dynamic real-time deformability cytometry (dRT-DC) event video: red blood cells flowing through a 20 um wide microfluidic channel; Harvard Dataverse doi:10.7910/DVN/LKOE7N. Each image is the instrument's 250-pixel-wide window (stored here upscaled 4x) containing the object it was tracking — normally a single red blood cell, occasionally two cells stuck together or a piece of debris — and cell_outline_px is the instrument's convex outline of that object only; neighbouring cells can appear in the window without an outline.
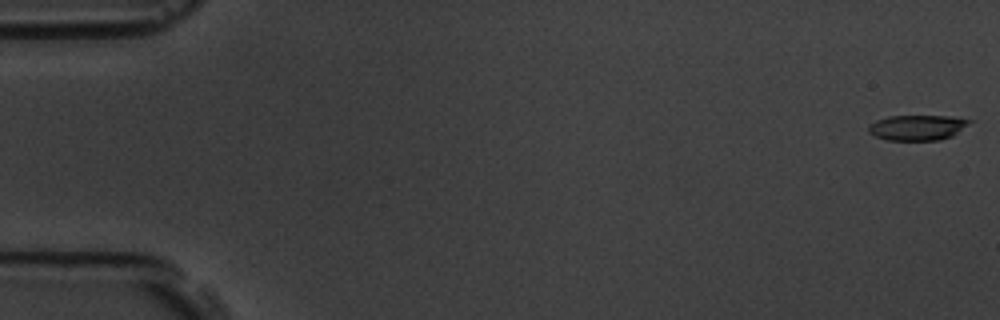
{"species": "common noctule bat (a hibernating species)", "species_latin": "Nyctalus noctula", "temperature_condition": "room temperature", "stored_images_in_passage": 57, "camera_frame_rate_fps": 3000, "um_per_image_px": 0.085, "animal": {"sex": "male", "body_mass_g": 19.5, "forearm_length_mm": 54.6}, "frame": {"image": 1, "passage_image": 1, "time_ms": 0.0, "image_size_px": [1000, 320], "cell_outline_px": [[972, 120], [968, 124], [952, 136], [940, 140], [888, 140], [876, 136], [868, 132], [868, 124], [876, 120], [888, 116], [948, 116]], "centroid_in_image_um": [77.93, 10.84], "position_along_channel_um": 7.1, "area_um2": 14.8}}
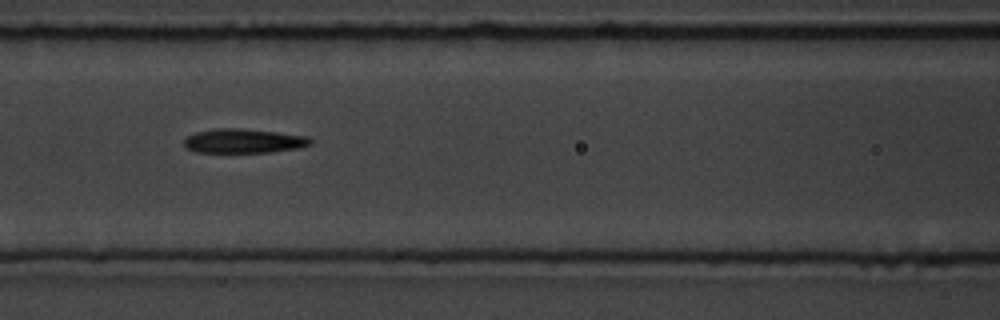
{"frame": {"image": 2, "passage_image": 25, "time_ms": 8.0, "image_size_px": [1000, 320], "cell_outline_px": [[312, 144], [300, 148], [268, 152], [196, 152], [184, 148], [184, 140], [188, 136], [196, 132], [216, 128], [240, 128], [276, 132], [308, 136], [312, 140]], "centroid_in_image_um": [20.71, 11.98], "position_along_channel_um": 145.9, "area_um2": 17.92}}
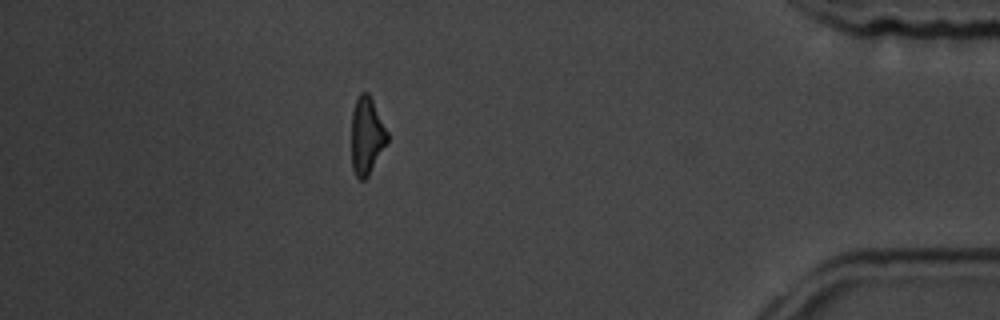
{"frame": {"image": 3, "passage_image": 50, "time_ms": 16.333, "image_size_px": [1000, 320], "cell_outline_px": [[388, 144], [368, 176], [364, 180], [360, 180], [356, 176], [352, 168], [352, 112], [356, 100], [360, 92], [368, 92], [388, 132]], "centroid_in_image_um": [31.18, 11.57], "position_along_channel_um": 404.0, "area_um2": 16.24}, "authors_computed_cell_mechanics": {"area_um2": 17.1666, "velocity_mm_per_s": 3.6469, "shape_relaxation_time_tau1_ms": 3.5845, "shape_relaxation_time_tau2_ms": 3.6107, "deformation_change_tau1": 0.1706, "deformation_change_tau2": 0.1661}}